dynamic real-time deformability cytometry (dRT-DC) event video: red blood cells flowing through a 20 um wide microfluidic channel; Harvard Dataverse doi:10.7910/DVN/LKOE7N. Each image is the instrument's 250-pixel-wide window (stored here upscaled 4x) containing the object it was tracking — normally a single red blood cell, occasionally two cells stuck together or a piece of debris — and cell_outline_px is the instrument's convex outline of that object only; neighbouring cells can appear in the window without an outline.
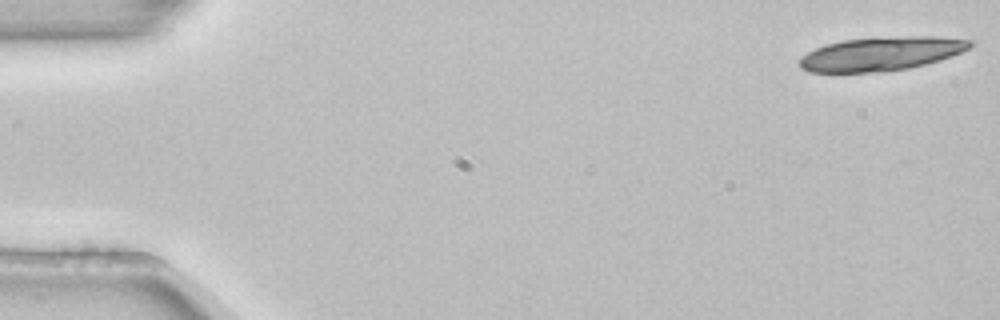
{"species": "common noctule bat (a hibernating species)", "species_latin": "Nyctalus noctula", "temperature_condition": "room temperature", "stored_images_in_passage": 4, "camera_frame_rate_fps": 3000, "um_per_image_px": 0.085, "animal": {"sex": "female", "body_mass_g": 22.7, "forearm_length_mm": 54.2}, "frame": {"image": 1, "passage_image": 1, "time_ms": 0.0, "image_size_px": [1000, 320], "cell_outline_px": [[972, 44], [968, 48], [960, 52], [940, 60], [908, 68], [884, 72], [808, 72], [800, 68], [800, 60], [808, 52], [824, 44], [844, 40], [872, 36], [936, 36], [972, 40]], "centroid_in_image_um": [74.89, 4.55], "position_along_channel_um": 10.1, "area_um2": 33.76}}